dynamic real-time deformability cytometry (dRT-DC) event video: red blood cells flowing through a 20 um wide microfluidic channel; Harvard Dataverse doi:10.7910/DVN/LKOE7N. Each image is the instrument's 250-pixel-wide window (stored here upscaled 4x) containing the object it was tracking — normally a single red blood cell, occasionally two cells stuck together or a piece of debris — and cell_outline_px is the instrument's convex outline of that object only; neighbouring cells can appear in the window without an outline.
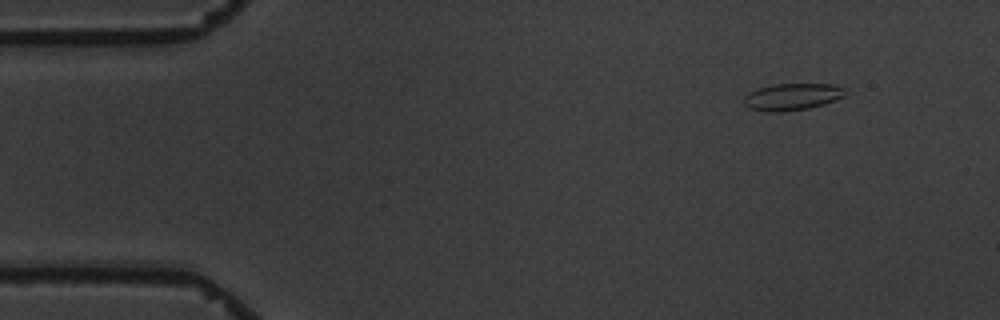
{"species": "common noctule bat (a hibernating species)", "species_latin": "Nyctalus noctula", "temperature_condition": "warm", "stored_images_in_passage": 4, "camera_frame_rate_fps": 3000, "um_per_image_px": 0.085, "animal": {"sex": "male", "body_mass_g": 19.5, "forearm_length_mm": 54.6}, "frame": {"image": 1, "passage_image": 1, "time_ms": 0.0, "image_size_px": [1000, 320], "cell_outline_px": [[844, 96], [824, 104], [808, 108], [780, 112], [764, 112], [748, 108], [744, 104], [744, 96], [748, 92], [756, 88], [772, 84], [836, 84], [844, 88]], "centroid_in_image_um": [67.27, 8.22], "position_along_channel_um": 17.7, "area_um2": 16.01}}
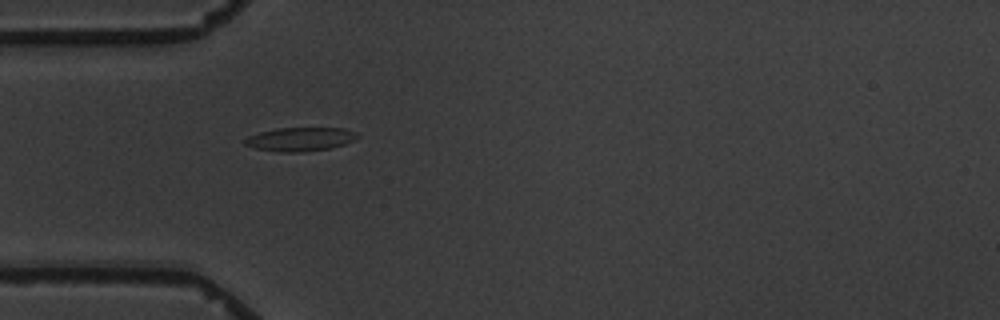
{"frame": {"image": 2, "passage_image": 4, "time_ms": 3.667, "image_size_px": [1000, 320], "cell_outline_px": [[360, 136], [356, 140], [332, 148], [300, 152], [280, 152], [256, 148], [244, 144], [244, 140], [248, 136], [260, 132], [276, 128], [344, 128], [356, 132]], "centroid_in_image_um": [25.56, 11.83], "position_along_channel_um": 59.4, "area_um2": 15.61}}